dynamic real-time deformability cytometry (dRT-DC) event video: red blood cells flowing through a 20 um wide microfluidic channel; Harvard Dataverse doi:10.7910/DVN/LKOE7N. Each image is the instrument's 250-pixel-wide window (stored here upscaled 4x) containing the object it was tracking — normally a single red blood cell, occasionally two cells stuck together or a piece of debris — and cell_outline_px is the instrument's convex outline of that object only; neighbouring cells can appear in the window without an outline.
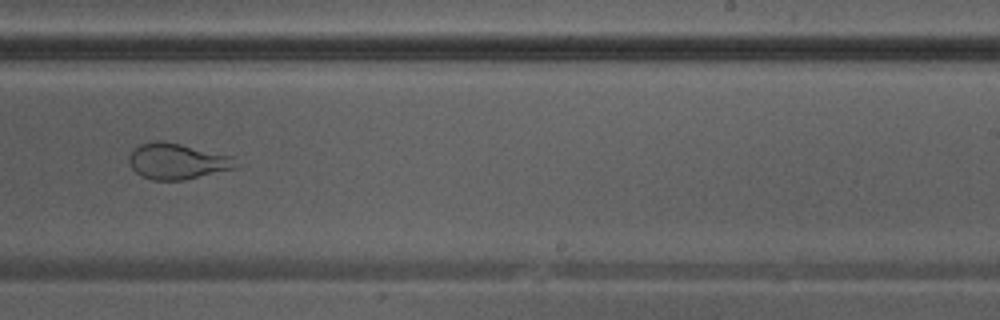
{"species": "Egyptian fruit bat (a non-hibernating species)", "species_latin": "Rousettus aegyptiacus", "temperature_condition": "warm", "stored_images_in_passage": 36, "segment_of_instrument_passage": [1, 2], "camera_frame_rate_fps": 3000, "um_per_image_px": 0.085, "animal": {"sex": "male"}, "frame": {"image": 1, "passage_image": 21, "time_ms": 6.667, "image_size_px": [1000, 320], "cell_outline_px": [[236, 168], [184, 180], [152, 180], [136, 172], [132, 168], [128, 160], [128, 156], [140, 144], [156, 140], [160, 140], [180, 144], [232, 156]], "centroid_in_image_um": [15.02, 13.71], "position_along_channel_um": 274.0, "area_um2": 21.96}}
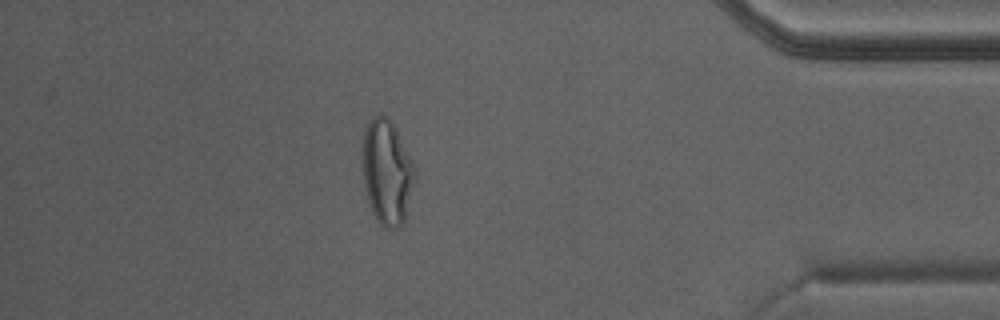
{"frame": {"image": 2, "passage_image": 31, "time_ms": 10.0, "image_size_px": [1000, 320], "cell_outline_px": [[416, 176], [404, 220], [400, 228], [384, 228], [380, 224], [372, 212], [364, 188], [360, 148], [364, 132], [368, 124], [376, 116], [388, 116], [392, 120], [416, 168]], "centroid_in_image_um": [32.87, 14.63], "position_along_channel_um": 402.3, "area_um2": 32.43}}